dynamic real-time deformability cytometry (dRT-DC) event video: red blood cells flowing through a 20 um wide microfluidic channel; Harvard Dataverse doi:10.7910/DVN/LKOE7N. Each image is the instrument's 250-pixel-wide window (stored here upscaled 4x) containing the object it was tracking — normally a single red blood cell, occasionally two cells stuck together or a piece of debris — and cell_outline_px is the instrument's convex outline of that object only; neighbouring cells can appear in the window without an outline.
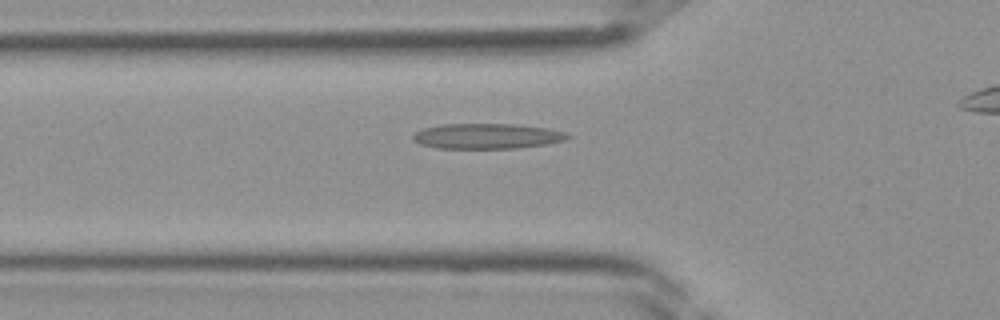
{"species": "Egyptian fruit bat (a non-hibernating species)", "species_latin": "Rousettus aegyptiacus", "temperature_condition": "room temperature", "stored_images_in_passage": 31, "camera_frame_rate_fps": 3000, "um_per_image_px": 0.085, "frame": {"image": 1, "passage_image": 10, "time_ms": 3.0, "image_size_px": [1000, 320], "cell_outline_px": [[572, 136], [564, 140], [548, 144], [516, 148], [436, 148], [420, 144], [412, 140], [412, 136], [416, 132], [424, 128], [440, 124], [516, 124], [548, 128], [564, 132]], "centroid_in_image_um": [41.39, 11.57], "position_along_channel_um": 84.4, "area_um2": 22.83}}
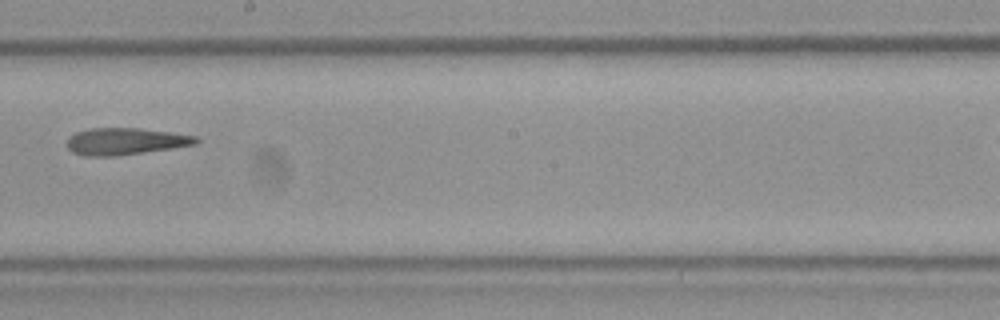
{"frame": {"image": 2, "passage_image": 19, "time_ms": 6.0, "image_size_px": [1000, 320], "cell_outline_px": [[200, 140], [196, 144], [172, 148], [116, 156], [84, 156], [72, 152], [68, 148], [68, 136], [76, 132], [88, 128], [140, 128], [196, 136]], "centroid_in_image_um": [10.62, 12.01], "position_along_channel_um": 237.6, "area_um2": 20.17}}
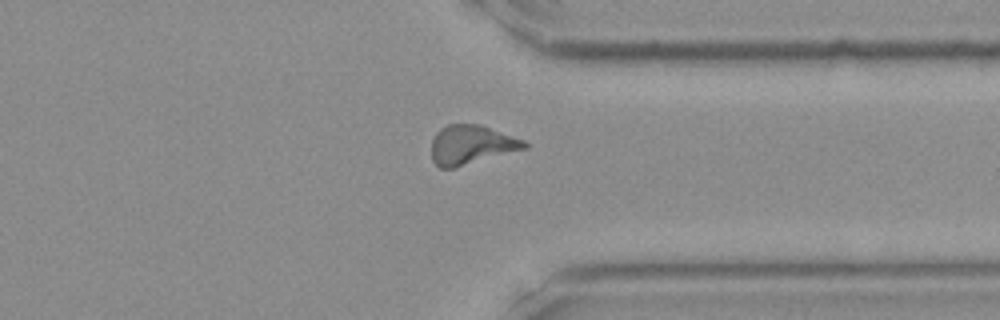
{"frame": {"image": 3, "passage_image": 27, "time_ms": 8.667, "image_size_px": [1000, 320], "cell_outline_px": [[528, 148], [452, 168], [440, 168], [432, 160], [432, 140], [436, 132], [440, 128], [448, 124], [480, 124], [524, 140], [528, 144]], "centroid_in_image_um": [40.06, 12.3], "position_along_channel_um": 371.3, "area_um2": 21.1}}